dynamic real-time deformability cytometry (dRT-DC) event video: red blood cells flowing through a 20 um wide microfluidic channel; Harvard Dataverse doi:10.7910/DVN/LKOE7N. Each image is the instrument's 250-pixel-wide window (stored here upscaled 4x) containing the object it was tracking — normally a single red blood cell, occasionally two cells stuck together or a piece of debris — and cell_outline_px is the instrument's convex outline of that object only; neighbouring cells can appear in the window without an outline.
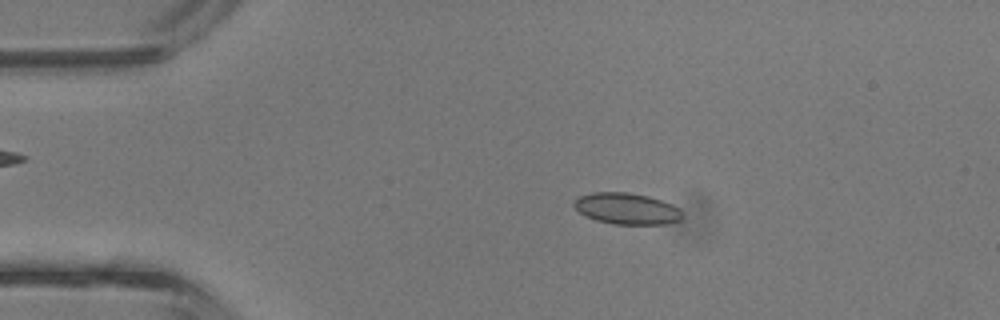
{"species": "common noctule bat (a hibernating species)", "species_latin": "Nyctalus noctula", "temperature_condition": "room temperature", "stored_images_in_passage": 41, "camera_frame_rate_fps": 3000, "um_per_image_px": 0.085, "animal": {"sex": "male", "body_mass_g": 13.3}, "frame": {"image": 1, "passage_image": 8, "time_ms": 2.333, "image_size_px": [1000, 320], "cell_outline_px": [[684, 216], [680, 220], [668, 224], [612, 224], [596, 220], [580, 212], [572, 204], [572, 200], [580, 196], [592, 192], [628, 192], [648, 196], [672, 204], [680, 208], [684, 212]], "centroid_in_image_um": [53.31, 17.73], "position_along_channel_um": 31.7, "area_um2": 19.94}}
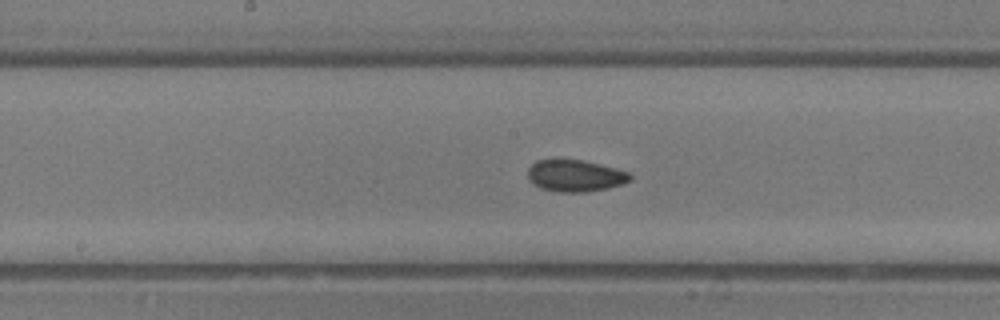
{"frame": {"image": 2, "passage_image": 21, "time_ms": 6.667, "image_size_px": [1000, 320], "cell_outline_px": [[632, 180], [624, 184], [608, 188], [584, 192], [560, 192], [540, 188], [532, 184], [528, 180], [528, 168], [536, 160], [584, 160], [616, 168], [628, 172], [632, 176]], "centroid_in_image_um": [48.9, 14.94], "position_along_channel_um": 199.3, "area_um2": 19.07}}
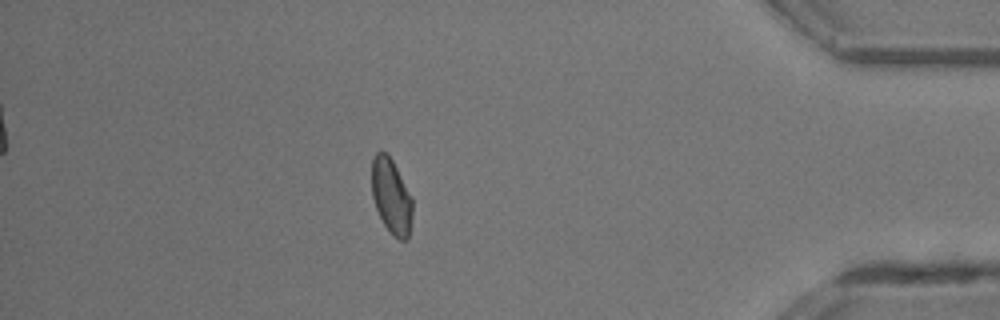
{"frame": {"image": 3, "passage_image": 36, "time_ms": 11.667, "image_size_px": [1000, 320], "cell_outline_px": [[412, 216], [408, 240], [400, 240], [384, 224], [376, 208], [372, 196], [372, 160], [376, 152], [380, 148], [388, 152], [412, 196]], "centroid_in_image_um": [33.26, 16.61], "position_along_channel_um": 401.9, "area_um2": 17.92}, "authors_computed_cell_mechanics": {"area_um2": 19.0162, "velocity_mm_per_s": 4.9561, "shape_relaxation_time_tau1_ms": 2.8834, "shape_relaxation_time_tau2_ms": 2.543, "deformation_change_tau1": 0.0805, "deformation_change_tau2": 0.0576}}